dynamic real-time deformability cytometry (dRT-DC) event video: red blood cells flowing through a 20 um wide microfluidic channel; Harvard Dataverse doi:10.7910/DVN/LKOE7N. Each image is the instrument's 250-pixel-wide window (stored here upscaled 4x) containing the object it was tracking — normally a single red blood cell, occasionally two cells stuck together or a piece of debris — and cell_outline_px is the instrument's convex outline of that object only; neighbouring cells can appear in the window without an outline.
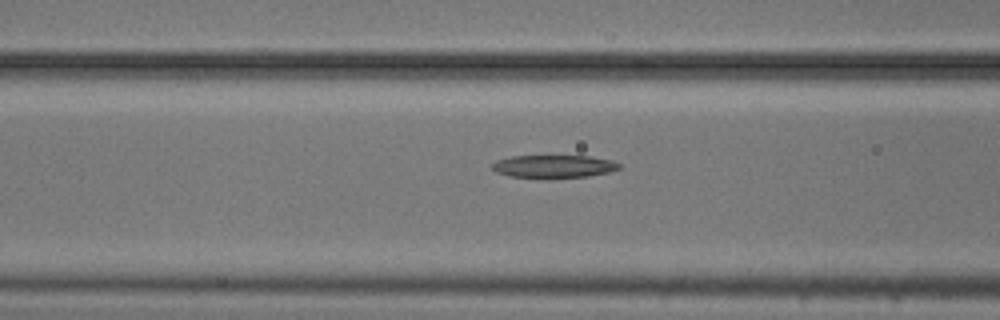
{"species": "common noctule bat (a hibernating species)", "species_latin": "Nyctalus noctula", "temperature_condition": "cold", "stored_images_in_passage": 12, "camera_frame_rate_fps": 3000, "um_per_image_px": 0.085, "animal": {"sex": "male", "body_mass_g": 20.5, "forearm_length_mm": 52.5}, "frame": {"image": 1, "passage_image": 10, "time_ms": 3.0, "image_size_px": [1000, 320], "cell_outline_px": [[620, 168], [608, 172], [588, 176], [548, 180], [512, 176], [496, 172], [492, 168], [492, 164], [496, 160], [512, 156], [592, 156], [612, 160], [620, 164]], "centroid_in_image_um": [47.07, 14.17], "position_along_channel_um": 119.5, "area_um2": 17.34}}